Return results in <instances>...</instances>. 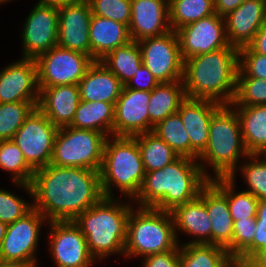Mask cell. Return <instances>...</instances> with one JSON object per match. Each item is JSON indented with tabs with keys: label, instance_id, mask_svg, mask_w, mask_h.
Instances as JSON below:
<instances>
[{
	"label": "cell",
	"instance_id": "cell-1",
	"mask_svg": "<svg viewBox=\"0 0 266 267\" xmlns=\"http://www.w3.org/2000/svg\"><path fill=\"white\" fill-rule=\"evenodd\" d=\"M33 208L47 222L74 221L103 197L99 171L49 164L35 170L31 182Z\"/></svg>",
	"mask_w": 266,
	"mask_h": 267
},
{
	"label": "cell",
	"instance_id": "cell-2",
	"mask_svg": "<svg viewBox=\"0 0 266 267\" xmlns=\"http://www.w3.org/2000/svg\"><path fill=\"white\" fill-rule=\"evenodd\" d=\"M209 181L198 160L179 157L162 169L145 172L139 193L132 202L139 207L171 212L197 198Z\"/></svg>",
	"mask_w": 266,
	"mask_h": 267
},
{
	"label": "cell",
	"instance_id": "cell-3",
	"mask_svg": "<svg viewBox=\"0 0 266 267\" xmlns=\"http://www.w3.org/2000/svg\"><path fill=\"white\" fill-rule=\"evenodd\" d=\"M238 53L237 47H226L186 59L183 68L186 97L230 105L236 94Z\"/></svg>",
	"mask_w": 266,
	"mask_h": 267
},
{
	"label": "cell",
	"instance_id": "cell-4",
	"mask_svg": "<svg viewBox=\"0 0 266 267\" xmlns=\"http://www.w3.org/2000/svg\"><path fill=\"white\" fill-rule=\"evenodd\" d=\"M130 203L129 200L126 203L119 198L103 197L74 220L84 234L89 252L95 260L102 261L117 254L124 258L127 222L134 207V203Z\"/></svg>",
	"mask_w": 266,
	"mask_h": 267
},
{
	"label": "cell",
	"instance_id": "cell-5",
	"mask_svg": "<svg viewBox=\"0 0 266 267\" xmlns=\"http://www.w3.org/2000/svg\"><path fill=\"white\" fill-rule=\"evenodd\" d=\"M248 155L236 110L231 105H222L211 117L207 147L197 159L203 173L209 180L230 178L236 181L240 158ZM206 165L212 167L214 175L207 172Z\"/></svg>",
	"mask_w": 266,
	"mask_h": 267
},
{
	"label": "cell",
	"instance_id": "cell-6",
	"mask_svg": "<svg viewBox=\"0 0 266 267\" xmlns=\"http://www.w3.org/2000/svg\"><path fill=\"white\" fill-rule=\"evenodd\" d=\"M99 176L104 197H115L114 188L119 189L125 199L131 200L138 195L145 171L138 143L134 137L106 138Z\"/></svg>",
	"mask_w": 266,
	"mask_h": 267
},
{
	"label": "cell",
	"instance_id": "cell-7",
	"mask_svg": "<svg viewBox=\"0 0 266 267\" xmlns=\"http://www.w3.org/2000/svg\"><path fill=\"white\" fill-rule=\"evenodd\" d=\"M178 245L170 212L153 207L131 209L124 256L142 257L173 250Z\"/></svg>",
	"mask_w": 266,
	"mask_h": 267
},
{
	"label": "cell",
	"instance_id": "cell-8",
	"mask_svg": "<svg viewBox=\"0 0 266 267\" xmlns=\"http://www.w3.org/2000/svg\"><path fill=\"white\" fill-rule=\"evenodd\" d=\"M106 136L94 130L60 127L50 164L100 170Z\"/></svg>",
	"mask_w": 266,
	"mask_h": 267
},
{
	"label": "cell",
	"instance_id": "cell-9",
	"mask_svg": "<svg viewBox=\"0 0 266 267\" xmlns=\"http://www.w3.org/2000/svg\"><path fill=\"white\" fill-rule=\"evenodd\" d=\"M38 88L78 85L94 60L80 52L58 45L36 59Z\"/></svg>",
	"mask_w": 266,
	"mask_h": 267
},
{
	"label": "cell",
	"instance_id": "cell-10",
	"mask_svg": "<svg viewBox=\"0 0 266 267\" xmlns=\"http://www.w3.org/2000/svg\"><path fill=\"white\" fill-rule=\"evenodd\" d=\"M58 129L36 107L13 136L12 140L34 170L50 164Z\"/></svg>",
	"mask_w": 266,
	"mask_h": 267
},
{
	"label": "cell",
	"instance_id": "cell-11",
	"mask_svg": "<svg viewBox=\"0 0 266 267\" xmlns=\"http://www.w3.org/2000/svg\"><path fill=\"white\" fill-rule=\"evenodd\" d=\"M142 64L146 66L159 83L183 81L184 61L180 54L176 31L158 37L138 41Z\"/></svg>",
	"mask_w": 266,
	"mask_h": 267
},
{
	"label": "cell",
	"instance_id": "cell-12",
	"mask_svg": "<svg viewBox=\"0 0 266 267\" xmlns=\"http://www.w3.org/2000/svg\"><path fill=\"white\" fill-rule=\"evenodd\" d=\"M45 221L47 222L44 215L33 208L25 216L9 224L0 246V259L37 267L36 252Z\"/></svg>",
	"mask_w": 266,
	"mask_h": 267
},
{
	"label": "cell",
	"instance_id": "cell-13",
	"mask_svg": "<svg viewBox=\"0 0 266 267\" xmlns=\"http://www.w3.org/2000/svg\"><path fill=\"white\" fill-rule=\"evenodd\" d=\"M49 250L56 267H92L86 238L74 221H50Z\"/></svg>",
	"mask_w": 266,
	"mask_h": 267
},
{
	"label": "cell",
	"instance_id": "cell-14",
	"mask_svg": "<svg viewBox=\"0 0 266 267\" xmlns=\"http://www.w3.org/2000/svg\"><path fill=\"white\" fill-rule=\"evenodd\" d=\"M182 60L231 46L224 17L216 13L176 30Z\"/></svg>",
	"mask_w": 266,
	"mask_h": 267
},
{
	"label": "cell",
	"instance_id": "cell-15",
	"mask_svg": "<svg viewBox=\"0 0 266 267\" xmlns=\"http://www.w3.org/2000/svg\"><path fill=\"white\" fill-rule=\"evenodd\" d=\"M35 4L21 31L22 58L36 59L58 44V7Z\"/></svg>",
	"mask_w": 266,
	"mask_h": 267
},
{
	"label": "cell",
	"instance_id": "cell-16",
	"mask_svg": "<svg viewBox=\"0 0 266 267\" xmlns=\"http://www.w3.org/2000/svg\"><path fill=\"white\" fill-rule=\"evenodd\" d=\"M58 46L91 57L90 23L92 11L88 0L58 7Z\"/></svg>",
	"mask_w": 266,
	"mask_h": 267
},
{
	"label": "cell",
	"instance_id": "cell-17",
	"mask_svg": "<svg viewBox=\"0 0 266 267\" xmlns=\"http://www.w3.org/2000/svg\"><path fill=\"white\" fill-rule=\"evenodd\" d=\"M150 97L151 92L123 86L115 104L113 136L133 137L149 132Z\"/></svg>",
	"mask_w": 266,
	"mask_h": 267
},
{
	"label": "cell",
	"instance_id": "cell-18",
	"mask_svg": "<svg viewBox=\"0 0 266 267\" xmlns=\"http://www.w3.org/2000/svg\"><path fill=\"white\" fill-rule=\"evenodd\" d=\"M37 64L22 58L0 71V103L39 102Z\"/></svg>",
	"mask_w": 266,
	"mask_h": 267
},
{
	"label": "cell",
	"instance_id": "cell-19",
	"mask_svg": "<svg viewBox=\"0 0 266 267\" xmlns=\"http://www.w3.org/2000/svg\"><path fill=\"white\" fill-rule=\"evenodd\" d=\"M168 0H131V40L162 36L171 31Z\"/></svg>",
	"mask_w": 266,
	"mask_h": 267
},
{
	"label": "cell",
	"instance_id": "cell-20",
	"mask_svg": "<svg viewBox=\"0 0 266 267\" xmlns=\"http://www.w3.org/2000/svg\"><path fill=\"white\" fill-rule=\"evenodd\" d=\"M170 213L178 244V230L193 237L185 244H211V220L205 207V186L197 198L175 207Z\"/></svg>",
	"mask_w": 266,
	"mask_h": 267
},
{
	"label": "cell",
	"instance_id": "cell-21",
	"mask_svg": "<svg viewBox=\"0 0 266 267\" xmlns=\"http://www.w3.org/2000/svg\"><path fill=\"white\" fill-rule=\"evenodd\" d=\"M266 11L264 0H246L224 17L226 35L231 46H247L262 28Z\"/></svg>",
	"mask_w": 266,
	"mask_h": 267
},
{
	"label": "cell",
	"instance_id": "cell-22",
	"mask_svg": "<svg viewBox=\"0 0 266 267\" xmlns=\"http://www.w3.org/2000/svg\"><path fill=\"white\" fill-rule=\"evenodd\" d=\"M222 104L206 99L186 97L177 113L190 138L191 147L200 155L207 147L212 115Z\"/></svg>",
	"mask_w": 266,
	"mask_h": 267
},
{
	"label": "cell",
	"instance_id": "cell-23",
	"mask_svg": "<svg viewBox=\"0 0 266 267\" xmlns=\"http://www.w3.org/2000/svg\"><path fill=\"white\" fill-rule=\"evenodd\" d=\"M39 91L37 108L58 128L69 126L81 101L78 85L39 88Z\"/></svg>",
	"mask_w": 266,
	"mask_h": 267
},
{
	"label": "cell",
	"instance_id": "cell-24",
	"mask_svg": "<svg viewBox=\"0 0 266 267\" xmlns=\"http://www.w3.org/2000/svg\"><path fill=\"white\" fill-rule=\"evenodd\" d=\"M205 207L211 220V244L232 256L233 218L226 196L211 182L205 185Z\"/></svg>",
	"mask_w": 266,
	"mask_h": 267
},
{
	"label": "cell",
	"instance_id": "cell-25",
	"mask_svg": "<svg viewBox=\"0 0 266 267\" xmlns=\"http://www.w3.org/2000/svg\"><path fill=\"white\" fill-rule=\"evenodd\" d=\"M123 84L100 61H94L78 83L82 101L108 102L116 104Z\"/></svg>",
	"mask_w": 266,
	"mask_h": 267
},
{
	"label": "cell",
	"instance_id": "cell-26",
	"mask_svg": "<svg viewBox=\"0 0 266 267\" xmlns=\"http://www.w3.org/2000/svg\"><path fill=\"white\" fill-rule=\"evenodd\" d=\"M89 35L94 61H100L114 49L132 41L127 25L97 15L91 17Z\"/></svg>",
	"mask_w": 266,
	"mask_h": 267
},
{
	"label": "cell",
	"instance_id": "cell-27",
	"mask_svg": "<svg viewBox=\"0 0 266 267\" xmlns=\"http://www.w3.org/2000/svg\"><path fill=\"white\" fill-rule=\"evenodd\" d=\"M232 107L237 112L246 151L257 154L266 146V104Z\"/></svg>",
	"mask_w": 266,
	"mask_h": 267
},
{
	"label": "cell",
	"instance_id": "cell-28",
	"mask_svg": "<svg viewBox=\"0 0 266 267\" xmlns=\"http://www.w3.org/2000/svg\"><path fill=\"white\" fill-rule=\"evenodd\" d=\"M186 98L183 81L159 83L152 91L148 106L149 132L167 116L177 113Z\"/></svg>",
	"mask_w": 266,
	"mask_h": 267
},
{
	"label": "cell",
	"instance_id": "cell-29",
	"mask_svg": "<svg viewBox=\"0 0 266 267\" xmlns=\"http://www.w3.org/2000/svg\"><path fill=\"white\" fill-rule=\"evenodd\" d=\"M114 112L115 104L113 103L81 100L69 126L99 131L106 137L113 136Z\"/></svg>",
	"mask_w": 266,
	"mask_h": 267
},
{
	"label": "cell",
	"instance_id": "cell-30",
	"mask_svg": "<svg viewBox=\"0 0 266 267\" xmlns=\"http://www.w3.org/2000/svg\"><path fill=\"white\" fill-rule=\"evenodd\" d=\"M180 245V267H239L237 258L212 244Z\"/></svg>",
	"mask_w": 266,
	"mask_h": 267
},
{
	"label": "cell",
	"instance_id": "cell-31",
	"mask_svg": "<svg viewBox=\"0 0 266 267\" xmlns=\"http://www.w3.org/2000/svg\"><path fill=\"white\" fill-rule=\"evenodd\" d=\"M0 169L11 174V180L33 198L31 182L35 170L27 163L22 151L11 140L0 141Z\"/></svg>",
	"mask_w": 266,
	"mask_h": 267
},
{
	"label": "cell",
	"instance_id": "cell-32",
	"mask_svg": "<svg viewBox=\"0 0 266 267\" xmlns=\"http://www.w3.org/2000/svg\"><path fill=\"white\" fill-rule=\"evenodd\" d=\"M100 62L125 86L142 65L139 43L132 40L108 53Z\"/></svg>",
	"mask_w": 266,
	"mask_h": 267
},
{
	"label": "cell",
	"instance_id": "cell-33",
	"mask_svg": "<svg viewBox=\"0 0 266 267\" xmlns=\"http://www.w3.org/2000/svg\"><path fill=\"white\" fill-rule=\"evenodd\" d=\"M133 137L137 140L145 172L162 169L180 157L153 131Z\"/></svg>",
	"mask_w": 266,
	"mask_h": 267
},
{
	"label": "cell",
	"instance_id": "cell-34",
	"mask_svg": "<svg viewBox=\"0 0 266 267\" xmlns=\"http://www.w3.org/2000/svg\"><path fill=\"white\" fill-rule=\"evenodd\" d=\"M180 157L197 160L199 154L191 147L190 138L178 113L167 116L153 129Z\"/></svg>",
	"mask_w": 266,
	"mask_h": 267
},
{
	"label": "cell",
	"instance_id": "cell-35",
	"mask_svg": "<svg viewBox=\"0 0 266 267\" xmlns=\"http://www.w3.org/2000/svg\"><path fill=\"white\" fill-rule=\"evenodd\" d=\"M227 198L228 207L233 221L256 218L259 200L250 192L235 191V180L216 178L210 180Z\"/></svg>",
	"mask_w": 266,
	"mask_h": 267
},
{
	"label": "cell",
	"instance_id": "cell-36",
	"mask_svg": "<svg viewBox=\"0 0 266 267\" xmlns=\"http://www.w3.org/2000/svg\"><path fill=\"white\" fill-rule=\"evenodd\" d=\"M171 29H177L215 13L214 0H168Z\"/></svg>",
	"mask_w": 266,
	"mask_h": 267
},
{
	"label": "cell",
	"instance_id": "cell-37",
	"mask_svg": "<svg viewBox=\"0 0 266 267\" xmlns=\"http://www.w3.org/2000/svg\"><path fill=\"white\" fill-rule=\"evenodd\" d=\"M38 102L0 103V141L11 140Z\"/></svg>",
	"mask_w": 266,
	"mask_h": 267
},
{
	"label": "cell",
	"instance_id": "cell-38",
	"mask_svg": "<svg viewBox=\"0 0 266 267\" xmlns=\"http://www.w3.org/2000/svg\"><path fill=\"white\" fill-rule=\"evenodd\" d=\"M243 160L246 162L242 161L237 167L247 185V190L243 191L250 192L258 200L266 199V162L258 154H249Z\"/></svg>",
	"mask_w": 266,
	"mask_h": 267
},
{
	"label": "cell",
	"instance_id": "cell-39",
	"mask_svg": "<svg viewBox=\"0 0 266 267\" xmlns=\"http://www.w3.org/2000/svg\"><path fill=\"white\" fill-rule=\"evenodd\" d=\"M266 104V79L246 77L237 70L236 94L231 106H256Z\"/></svg>",
	"mask_w": 266,
	"mask_h": 267
},
{
	"label": "cell",
	"instance_id": "cell-40",
	"mask_svg": "<svg viewBox=\"0 0 266 267\" xmlns=\"http://www.w3.org/2000/svg\"><path fill=\"white\" fill-rule=\"evenodd\" d=\"M93 15L112 19L129 27L131 0H88Z\"/></svg>",
	"mask_w": 266,
	"mask_h": 267
},
{
	"label": "cell",
	"instance_id": "cell-41",
	"mask_svg": "<svg viewBox=\"0 0 266 267\" xmlns=\"http://www.w3.org/2000/svg\"><path fill=\"white\" fill-rule=\"evenodd\" d=\"M33 209V202L25 201L22 197L5 189H0V221L12 224Z\"/></svg>",
	"mask_w": 266,
	"mask_h": 267
},
{
	"label": "cell",
	"instance_id": "cell-42",
	"mask_svg": "<svg viewBox=\"0 0 266 267\" xmlns=\"http://www.w3.org/2000/svg\"><path fill=\"white\" fill-rule=\"evenodd\" d=\"M266 248V199H260L256 212V229L253 242L237 257L245 266L260 250Z\"/></svg>",
	"mask_w": 266,
	"mask_h": 267
},
{
	"label": "cell",
	"instance_id": "cell-43",
	"mask_svg": "<svg viewBox=\"0 0 266 267\" xmlns=\"http://www.w3.org/2000/svg\"><path fill=\"white\" fill-rule=\"evenodd\" d=\"M238 69L246 76L266 79V56L253 52L248 46L239 48Z\"/></svg>",
	"mask_w": 266,
	"mask_h": 267
},
{
	"label": "cell",
	"instance_id": "cell-44",
	"mask_svg": "<svg viewBox=\"0 0 266 267\" xmlns=\"http://www.w3.org/2000/svg\"><path fill=\"white\" fill-rule=\"evenodd\" d=\"M256 218L236 220L233 223L232 257L237 258L254 240Z\"/></svg>",
	"mask_w": 266,
	"mask_h": 267
},
{
	"label": "cell",
	"instance_id": "cell-45",
	"mask_svg": "<svg viewBox=\"0 0 266 267\" xmlns=\"http://www.w3.org/2000/svg\"><path fill=\"white\" fill-rule=\"evenodd\" d=\"M142 267H180V245L173 250L144 257Z\"/></svg>",
	"mask_w": 266,
	"mask_h": 267
},
{
	"label": "cell",
	"instance_id": "cell-46",
	"mask_svg": "<svg viewBox=\"0 0 266 267\" xmlns=\"http://www.w3.org/2000/svg\"><path fill=\"white\" fill-rule=\"evenodd\" d=\"M158 84L159 82L155 79L153 74L142 64L125 87L133 90L151 92Z\"/></svg>",
	"mask_w": 266,
	"mask_h": 267
},
{
	"label": "cell",
	"instance_id": "cell-47",
	"mask_svg": "<svg viewBox=\"0 0 266 267\" xmlns=\"http://www.w3.org/2000/svg\"><path fill=\"white\" fill-rule=\"evenodd\" d=\"M246 0H214V11L218 16L225 17Z\"/></svg>",
	"mask_w": 266,
	"mask_h": 267
},
{
	"label": "cell",
	"instance_id": "cell-48",
	"mask_svg": "<svg viewBox=\"0 0 266 267\" xmlns=\"http://www.w3.org/2000/svg\"><path fill=\"white\" fill-rule=\"evenodd\" d=\"M247 46L253 52L266 56V28L262 26Z\"/></svg>",
	"mask_w": 266,
	"mask_h": 267
},
{
	"label": "cell",
	"instance_id": "cell-49",
	"mask_svg": "<svg viewBox=\"0 0 266 267\" xmlns=\"http://www.w3.org/2000/svg\"><path fill=\"white\" fill-rule=\"evenodd\" d=\"M244 267H266V248L260 250Z\"/></svg>",
	"mask_w": 266,
	"mask_h": 267
},
{
	"label": "cell",
	"instance_id": "cell-50",
	"mask_svg": "<svg viewBox=\"0 0 266 267\" xmlns=\"http://www.w3.org/2000/svg\"><path fill=\"white\" fill-rule=\"evenodd\" d=\"M78 1L80 0H39L38 3L42 5L60 7L62 5H67V4L75 3Z\"/></svg>",
	"mask_w": 266,
	"mask_h": 267
},
{
	"label": "cell",
	"instance_id": "cell-51",
	"mask_svg": "<svg viewBox=\"0 0 266 267\" xmlns=\"http://www.w3.org/2000/svg\"><path fill=\"white\" fill-rule=\"evenodd\" d=\"M0 267H29L27 264L18 261H8L0 259Z\"/></svg>",
	"mask_w": 266,
	"mask_h": 267
},
{
	"label": "cell",
	"instance_id": "cell-52",
	"mask_svg": "<svg viewBox=\"0 0 266 267\" xmlns=\"http://www.w3.org/2000/svg\"><path fill=\"white\" fill-rule=\"evenodd\" d=\"M7 226L8 225L6 223H3L2 221H0V246L6 234Z\"/></svg>",
	"mask_w": 266,
	"mask_h": 267
},
{
	"label": "cell",
	"instance_id": "cell-53",
	"mask_svg": "<svg viewBox=\"0 0 266 267\" xmlns=\"http://www.w3.org/2000/svg\"><path fill=\"white\" fill-rule=\"evenodd\" d=\"M266 162V146L257 153Z\"/></svg>",
	"mask_w": 266,
	"mask_h": 267
},
{
	"label": "cell",
	"instance_id": "cell-54",
	"mask_svg": "<svg viewBox=\"0 0 266 267\" xmlns=\"http://www.w3.org/2000/svg\"><path fill=\"white\" fill-rule=\"evenodd\" d=\"M263 27L266 28V11H265L264 19H263Z\"/></svg>",
	"mask_w": 266,
	"mask_h": 267
},
{
	"label": "cell",
	"instance_id": "cell-55",
	"mask_svg": "<svg viewBox=\"0 0 266 267\" xmlns=\"http://www.w3.org/2000/svg\"><path fill=\"white\" fill-rule=\"evenodd\" d=\"M7 2H11V0H0V4H4V3H7Z\"/></svg>",
	"mask_w": 266,
	"mask_h": 267
}]
</instances>
